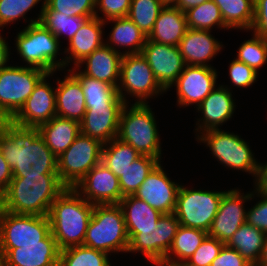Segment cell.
<instances>
[{
  "mask_svg": "<svg viewBox=\"0 0 267 266\" xmlns=\"http://www.w3.org/2000/svg\"><path fill=\"white\" fill-rule=\"evenodd\" d=\"M0 152L12 169L13 178L58 176V158L37 128L22 127L8 120L0 134Z\"/></svg>",
  "mask_w": 267,
  "mask_h": 266,
  "instance_id": "obj_1",
  "label": "cell"
},
{
  "mask_svg": "<svg viewBox=\"0 0 267 266\" xmlns=\"http://www.w3.org/2000/svg\"><path fill=\"white\" fill-rule=\"evenodd\" d=\"M66 188L58 176L12 178L0 195V208L14 214L48 216L52 203Z\"/></svg>",
  "mask_w": 267,
  "mask_h": 266,
  "instance_id": "obj_2",
  "label": "cell"
},
{
  "mask_svg": "<svg viewBox=\"0 0 267 266\" xmlns=\"http://www.w3.org/2000/svg\"><path fill=\"white\" fill-rule=\"evenodd\" d=\"M94 205L67 187L49 210L50 230L60 250L83 245Z\"/></svg>",
  "mask_w": 267,
  "mask_h": 266,
  "instance_id": "obj_3",
  "label": "cell"
},
{
  "mask_svg": "<svg viewBox=\"0 0 267 266\" xmlns=\"http://www.w3.org/2000/svg\"><path fill=\"white\" fill-rule=\"evenodd\" d=\"M117 138L131 145L140 155L157 158L162 162L159 130L148 103H133L130 107L126 103L123 106Z\"/></svg>",
  "mask_w": 267,
  "mask_h": 266,
  "instance_id": "obj_4",
  "label": "cell"
},
{
  "mask_svg": "<svg viewBox=\"0 0 267 266\" xmlns=\"http://www.w3.org/2000/svg\"><path fill=\"white\" fill-rule=\"evenodd\" d=\"M28 25L18 32L15 40L17 54L26 66L43 69L47 73H54L65 69V59L57 56L61 45L38 19H30Z\"/></svg>",
  "mask_w": 267,
  "mask_h": 266,
  "instance_id": "obj_5",
  "label": "cell"
},
{
  "mask_svg": "<svg viewBox=\"0 0 267 266\" xmlns=\"http://www.w3.org/2000/svg\"><path fill=\"white\" fill-rule=\"evenodd\" d=\"M84 246L110 253H127L129 237L119 204L94 205Z\"/></svg>",
  "mask_w": 267,
  "mask_h": 266,
  "instance_id": "obj_6",
  "label": "cell"
},
{
  "mask_svg": "<svg viewBox=\"0 0 267 266\" xmlns=\"http://www.w3.org/2000/svg\"><path fill=\"white\" fill-rule=\"evenodd\" d=\"M199 143H206L211 154L227 168L242 170L256 177L259 162L250 146L241 136L225 130H207L196 136Z\"/></svg>",
  "mask_w": 267,
  "mask_h": 266,
  "instance_id": "obj_7",
  "label": "cell"
},
{
  "mask_svg": "<svg viewBox=\"0 0 267 266\" xmlns=\"http://www.w3.org/2000/svg\"><path fill=\"white\" fill-rule=\"evenodd\" d=\"M46 74L43 69L26 65L0 68V115L11 120Z\"/></svg>",
  "mask_w": 267,
  "mask_h": 266,
  "instance_id": "obj_8",
  "label": "cell"
},
{
  "mask_svg": "<svg viewBox=\"0 0 267 266\" xmlns=\"http://www.w3.org/2000/svg\"><path fill=\"white\" fill-rule=\"evenodd\" d=\"M225 192L188 189L180 185L174 212L179 224L208 232Z\"/></svg>",
  "mask_w": 267,
  "mask_h": 266,
  "instance_id": "obj_9",
  "label": "cell"
},
{
  "mask_svg": "<svg viewBox=\"0 0 267 266\" xmlns=\"http://www.w3.org/2000/svg\"><path fill=\"white\" fill-rule=\"evenodd\" d=\"M117 92L125 103L129 104L126 96L130 95L136 98L135 103L147 104V99L166 91L156 81L146 58L139 53L123 55Z\"/></svg>",
  "mask_w": 267,
  "mask_h": 266,
  "instance_id": "obj_10",
  "label": "cell"
},
{
  "mask_svg": "<svg viewBox=\"0 0 267 266\" xmlns=\"http://www.w3.org/2000/svg\"><path fill=\"white\" fill-rule=\"evenodd\" d=\"M103 145L100 141L80 133L57 161L60 181L74 188L80 180L101 162Z\"/></svg>",
  "mask_w": 267,
  "mask_h": 266,
  "instance_id": "obj_11",
  "label": "cell"
},
{
  "mask_svg": "<svg viewBox=\"0 0 267 266\" xmlns=\"http://www.w3.org/2000/svg\"><path fill=\"white\" fill-rule=\"evenodd\" d=\"M50 232L48 216L14 214L0 208V248L39 243Z\"/></svg>",
  "mask_w": 267,
  "mask_h": 266,
  "instance_id": "obj_12",
  "label": "cell"
},
{
  "mask_svg": "<svg viewBox=\"0 0 267 266\" xmlns=\"http://www.w3.org/2000/svg\"><path fill=\"white\" fill-rule=\"evenodd\" d=\"M179 225V220L174 213L163 214L154 230L127 231L129 237L127 252L142 253L148 261L165 257L171 248Z\"/></svg>",
  "mask_w": 267,
  "mask_h": 266,
  "instance_id": "obj_13",
  "label": "cell"
},
{
  "mask_svg": "<svg viewBox=\"0 0 267 266\" xmlns=\"http://www.w3.org/2000/svg\"><path fill=\"white\" fill-rule=\"evenodd\" d=\"M238 188L226 191L220 201L218 212L213 219L208 236L216 238L225 244L241 225L246 223L244 203L255 198V190L241 193Z\"/></svg>",
  "mask_w": 267,
  "mask_h": 266,
  "instance_id": "obj_14",
  "label": "cell"
},
{
  "mask_svg": "<svg viewBox=\"0 0 267 266\" xmlns=\"http://www.w3.org/2000/svg\"><path fill=\"white\" fill-rule=\"evenodd\" d=\"M218 72L214 67L186 65L177 80L171 85L176 87L177 106L198 105L217 87Z\"/></svg>",
  "mask_w": 267,
  "mask_h": 266,
  "instance_id": "obj_15",
  "label": "cell"
},
{
  "mask_svg": "<svg viewBox=\"0 0 267 266\" xmlns=\"http://www.w3.org/2000/svg\"><path fill=\"white\" fill-rule=\"evenodd\" d=\"M53 74H46L38 82L25 104L11 119L14 124L38 128L56 116V89L47 82Z\"/></svg>",
  "mask_w": 267,
  "mask_h": 266,
  "instance_id": "obj_16",
  "label": "cell"
},
{
  "mask_svg": "<svg viewBox=\"0 0 267 266\" xmlns=\"http://www.w3.org/2000/svg\"><path fill=\"white\" fill-rule=\"evenodd\" d=\"M141 54L148 61L156 81L166 92L186 66L178 46L146 39Z\"/></svg>",
  "mask_w": 267,
  "mask_h": 266,
  "instance_id": "obj_17",
  "label": "cell"
},
{
  "mask_svg": "<svg viewBox=\"0 0 267 266\" xmlns=\"http://www.w3.org/2000/svg\"><path fill=\"white\" fill-rule=\"evenodd\" d=\"M74 189L93 205L119 204L124 197L119 178L101 162L93 167Z\"/></svg>",
  "mask_w": 267,
  "mask_h": 266,
  "instance_id": "obj_18",
  "label": "cell"
},
{
  "mask_svg": "<svg viewBox=\"0 0 267 266\" xmlns=\"http://www.w3.org/2000/svg\"><path fill=\"white\" fill-rule=\"evenodd\" d=\"M159 162L148 174L134 196L145 201L162 214L175 212L177 193L181 184L172 181Z\"/></svg>",
  "mask_w": 267,
  "mask_h": 266,
  "instance_id": "obj_19",
  "label": "cell"
},
{
  "mask_svg": "<svg viewBox=\"0 0 267 266\" xmlns=\"http://www.w3.org/2000/svg\"><path fill=\"white\" fill-rule=\"evenodd\" d=\"M4 266H59L60 249L51 232L39 243L0 248Z\"/></svg>",
  "mask_w": 267,
  "mask_h": 266,
  "instance_id": "obj_20",
  "label": "cell"
},
{
  "mask_svg": "<svg viewBox=\"0 0 267 266\" xmlns=\"http://www.w3.org/2000/svg\"><path fill=\"white\" fill-rule=\"evenodd\" d=\"M230 89L226 85H219L198 105L196 110L203 117L196 122L197 136L207 130L220 129L232 118L236 105Z\"/></svg>",
  "mask_w": 267,
  "mask_h": 266,
  "instance_id": "obj_21",
  "label": "cell"
},
{
  "mask_svg": "<svg viewBox=\"0 0 267 266\" xmlns=\"http://www.w3.org/2000/svg\"><path fill=\"white\" fill-rule=\"evenodd\" d=\"M124 105H92L80 122V133L106 144L117 138L120 114Z\"/></svg>",
  "mask_w": 267,
  "mask_h": 266,
  "instance_id": "obj_22",
  "label": "cell"
},
{
  "mask_svg": "<svg viewBox=\"0 0 267 266\" xmlns=\"http://www.w3.org/2000/svg\"><path fill=\"white\" fill-rule=\"evenodd\" d=\"M178 47L186 65L212 67L209 61L223 49V44L211 31L188 28Z\"/></svg>",
  "mask_w": 267,
  "mask_h": 266,
  "instance_id": "obj_23",
  "label": "cell"
},
{
  "mask_svg": "<svg viewBox=\"0 0 267 266\" xmlns=\"http://www.w3.org/2000/svg\"><path fill=\"white\" fill-rule=\"evenodd\" d=\"M122 57V53L114 51L108 45L103 44L79 62L76 68L90 78L105 82L117 88ZM83 64H86V67L84 70H80Z\"/></svg>",
  "mask_w": 267,
  "mask_h": 266,
  "instance_id": "obj_24",
  "label": "cell"
},
{
  "mask_svg": "<svg viewBox=\"0 0 267 266\" xmlns=\"http://www.w3.org/2000/svg\"><path fill=\"white\" fill-rule=\"evenodd\" d=\"M105 25L106 23L97 17L89 18L83 23L68 42V47L64 49L65 68L69 67L71 62H74V67H76L84 58L105 44L103 40V27Z\"/></svg>",
  "mask_w": 267,
  "mask_h": 266,
  "instance_id": "obj_25",
  "label": "cell"
},
{
  "mask_svg": "<svg viewBox=\"0 0 267 266\" xmlns=\"http://www.w3.org/2000/svg\"><path fill=\"white\" fill-rule=\"evenodd\" d=\"M64 79H57L56 116L81 122L86 112L85 95L79 79L68 69Z\"/></svg>",
  "mask_w": 267,
  "mask_h": 266,
  "instance_id": "obj_26",
  "label": "cell"
},
{
  "mask_svg": "<svg viewBox=\"0 0 267 266\" xmlns=\"http://www.w3.org/2000/svg\"><path fill=\"white\" fill-rule=\"evenodd\" d=\"M187 30L185 12L177 7L165 6L147 39L160 44L178 46Z\"/></svg>",
  "mask_w": 267,
  "mask_h": 266,
  "instance_id": "obj_27",
  "label": "cell"
},
{
  "mask_svg": "<svg viewBox=\"0 0 267 266\" xmlns=\"http://www.w3.org/2000/svg\"><path fill=\"white\" fill-rule=\"evenodd\" d=\"M37 129L45 144L58 158L80 134V123L75 120L54 116Z\"/></svg>",
  "mask_w": 267,
  "mask_h": 266,
  "instance_id": "obj_28",
  "label": "cell"
},
{
  "mask_svg": "<svg viewBox=\"0 0 267 266\" xmlns=\"http://www.w3.org/2000/svg\"><path fill=\"white\" fill-rule=\"evenodd\" d=\"M107 22H112L114 27L109 34V39L105 42L106 45L123 55L139 54L142 52L147 36L132 20L128 17H121L105 21L104 23ZM115 46L121 48V50L125 48V51L121 52Z\"/></svg>",
  "mask_w": 267,
  "mask_h": 266,
  "instance_id": "obj_29",
  "label": "cell"
},
{
  "mask_svg": "<svg viewBox=\"0 0 267 266\" xmlns=\"http://www.w3.org/2000/svg\"><path fill=\"white\" fill-rule=\"evenodd\" d=\"M119 206L123 212L127 231L154 230L157 221L163 215L134 195L124 196Z\"/></svg>",
  "mask_w": 267,
  "mask_h": 266,
  "instance_id": "obj_30",
  "label": "cell"
},
{
  "mask_svg": "<svg viewBox=\"0 0 267 266\" xmlns=\"http://www.w3.org/2000/svg\"><path fill=\"white\" fill-rule=\"evenodd\" d=\"M266 233L244 223L226 245L238 253L252 265L257 264L262 254Z\"/></svg>",
  "mask_w": 267,
  "mask_h": 266,
  "instance_id": "obj_31",
  "label": "cell"
},
{
  "mask_svg": "<svg viewBox=\"0 0 267 266\" xmlns=\"http://www.w3.org/2000/svg\"><path fill=\"white\" fill-rule=\"evenodd\" d=\"M81 82L82 90L85 95L86 108L92 105H125L126 103L119 96L117 88L109 84L90 78L82 74L78 68L73 66L69 69Z\"/></svg>",
  "mask_w": 267,
  "mask_h": 266,
  "instance_id": "obj_32",
  "label": "cell"
},
{
  "mask_svg": "<svg viewBox=\"0 0 267 266\" xmlns=\"http://www.w3.org/2000/svg\"><path fill=\"white\" fill-rule=\"evenodd\" d=\"M229 29L249 30L254 21V0H213Z\"/></svg>",
  "mask_w": 267,
  "mask_h": 266,
  "instance_id": "obj_33",
  "label": "cell"
},
{
  "mask_svg": "<svg viewBox=\"0 0 267 266\" xmlns=\"http://www.w3.org/2000/svg\"><path fill=\"white\" fill-rule=\"evenodd\" d=\"M140 156L131 145L114 138L103 145L101 163L119 178Z\"/></svg>",
  "mask_w": 267,
  "mask_h": 266,
  "instance_id": "obj_34",
  "label": "cell"
},
{
  "mask_svg": "<svg viewBox=\"0 0 267 266\" xmlns=\"http://www.w3.org/2000/svg\"><path fill=\"white\" fill-rule=\"evenodd\" d=\"M37 19L58 38L59 42L62 35H66L70 42L83 23L89 18L64 15L53 11L45 2H42Z\"/></svg>",
  "mask_w": 267,
  "mask_h": 266,
  "instance_id": "obj_35",
  "label": "cell"
},
{
  "mask_svg": "<svg viewBox=\"0 0 267 266\" xmlns=\"http://www.w3.org/2000/svg\"><path fill=\"white\" fill-rule=\"evenodd\" d=\"M208 232L179 225L166 258L186 262L196 251Z\"/></svg>",
  "mask_w": 267,
  "mask_h": 266,
  "instance_id": "obj_36",
  "label": "cell"
},
{
  "mask_svg": "<svg viewBox=\"0 0 267 266\" xmlns=\"http://www.w3.org/2000/svg\"><path fill=\"white\" fill-rule=\"evenodd\" d=\"M185 17L190 29L211 31L214 26L224 30L229 29L224 23L219 6L213 0L205 1L185 11Z\"/></svg>",
  "mask_w": 267,
  "mask_h": 266,
  "instance_id": "obj_37",
  "label": "cell"
},
{
  "mask_svg": "<svg viewBox=\"0 0 267 266\" xmlns=\"http://www.w3.org/2000/svg\"><path fill=\"white\" fill-rule=\"evenodd\" d=\"M159 162L157 158L145 155L137 158L119 177L122 195H134Z\"/></svg>",
  "mask_w": 267,
  "mask_h": 266,
  "instance_id": "obj_38",
  "label": "cell"
},
{
  "mask_svg": "<svg viewBox=\"0 0 267 266\" xmlns=\"http://www.w3.org/2000/svg\"><path fill=\"white\" fill-rule=\"evenodd\" d=\"M109 254L84 245L60 251L59 266H111Z\"/></svg>",
  "mask_w": 267,
  "mask_h": 266,
  "instance_id": "obj_39",
  "label": "cell"
},
{
  "mask_svg": "<svg viewBox=\"0 0 267 266\" xmlns=\"http://www.w3.org/2000/svg\"><path fill=\"white\" fill-rule=\"evenodd\" d=\"M164 7L160 0H131L127 17L148 37Z\"/></svg>",
  "mask_w": 267,
  "mask_h": 266,
  "instance_id": "obj_40",
  "label": "cell"
},
{
  "mask_svg": "<svg viewBox=\"0 0 267 266\" xmlns=\"http://www.w3.org/2000/svg\"><path fill=\"white\" fill-rule=\"evenodd\" d=\"M237 61L243 62L250 66L257 73L267 63V40L253 34L240 45L236 57Z\"/></svg>",
  "mask_w": 267,
  "mask_h": 266,
  "instance_id": "obj_41",
  "label": "cell"
},
{
  "mask_svg": "<svg viewBox=\"0 0 267 266\" xmlns=\"http://www.w3.org/2000/svg\"><path fill=\"white\" fill-rule=\"evenodd\" d=\"M53 10L67 16L95 17L96 0H45Z\"/></svg>",
  "mask_w": 267,
  "mask_h": 266,
  "instance_id": "obj_42",
  "label": "cell"
},
{
  "mask_svg": "<svg viewBox=\"0 0 267 266\" xmlns=\"http://www.w3.org/2000/svg\"><path fill=\"white\" fill-rule=\"evenodd\" d=\"M42 0H0V29L23 18ZM45 2V0H43Z\"/></svg>",
  "mask_w": 267,
  "mask_h": 266,
  "instance_id": "obj_43",
  "label": "cell"
},
{
  "mask_svg": "<svg viewBox=\"0 0 267 266\" xmlns=\"http://www.w3.org/2000/svg\"><path fill=\"white\" fill-rule=\"evenodd\" d=\"M224 242L207 236L186 261L187 266H211L212 261L219 255Z\"/></svg>",
  "mask_w": 267,
  "mask_h": 266,
  "instance_id": "obj_44",
  "label": "cell"
},
{
  "mask_svg": "<svg viewBox=\"0 0 267 266\" xmlns=\"http://www.w3.org/2000/svg\"><path fill=\"white\" fill-rule=\"evenodd\" d=\"M131 5V0H96L95 17L101 19L103 22L127 17ZM99 8V9H98ZM98 11L102 13L99 16Z\"/></svg>",
  "mask_w": 267,
  "mask_h": 266,
  "instance_id": "obj_45",
  "label": "cell"
},
{
  "mask_svg": "<svg viewBox=\"0 0 267 266\" xmlns=\"http://www.w3.org/2000/svg\"><path fill=\"white\" fill-rule=\"evenodd\" d=\"M229 76L234 87L248 88L257 81L258 73L245 63L234 59L229 64Z\"/></svg>",
  "mask_w": 267,
  "mask_h": 266,
  "instance_id": "obj_46",
  "label": "cell"
},
{
  "mask_svg": "<svg viewBox=\"0 0 267 266\" xmlns=\"http://www.w3.org/2000/svg\"><path fill=\"white\" fill-rule=\"evenodd\" d=\"M255 196L261 199L246 211V223L267 233V196L256 191Z\"/></svg>",
  "mask_w": 267,
  "mask_h": 266,
  "instance_id": "obj_47",
  "label": "cell"
},
{
  "mask_svg": "<svg viewBox=\"0 0 267 266\" xmlns=\"http://www.w3.org/2000/svg\"><path fill=\"white\" fill-rule=\"evenodd\" d=\"M250 31L267 40V0H254V21Z\"/></svg>",
  "mask_w": 267,
  "mask_h": 266,
  "instance_id": "obj_48",
  "label": "cell"
},
{
  "mask_svg": "<svg viewBox=\"0 0 267 266\" xmlns=\"http://www.w3.org/2000/svg\"><path fill=\"white\" fill-rule=\"evenodd\" d=\"M211 266H252V264L244 259L237 250L225 244L219 255L212 261Z\"/></svg>",
  "mask_w": 267,
  "mask_h": 266,
  "instance_id": "obj_49",
  "label": "cell"
},
{
  "mask_svg": "<svg viewBox=\"0 0 267 266\" xmlns=\"http://www.w3.org/2000/svg\"><path fill=\"white\" fill-rule=\"evenodd\" d=\"M259 163L256 177L254 179V190L261 194L267 196V162Z\"/></svg>",
  "mask_w": 267,
  "mask_h": 266,
  "instance_id": "obj_50",
  "label": "cell"
},
{
  "mask_svg": "<svg viewBox=\"0 0 267 266\" xmlns=\"http://www.w3.org/2000/svg\"><path fill=\"white\" fill-rule=\"evenodd\" d=\"M12 178V169L0 152V195L7 189Z\"/></svg>",
  "mask_w": 267,
  "mask_h": 266,
  "instance_id": "obj_51",
  "label": "cell"
},
{
  "mask_svg": "<svg viewBox=\"0 0 267 266\" xmlns=\"http://www.w3.org/2000/svg\"><path fill=\"white\" fill-rule=\"evenodd\" d=\"M0 34V68L6 67L10 59V48L6 39Z\"/></svg>",
  "mask_w": 267,
  "mask_h": 266,
  "instance_id": "obj_52",
  "label": "cell"
},
{
  "mask_svg": "<svg viewBox=\"0 0 267 266\" xmlns=\"http://www.w3.org/2000/svg\"><path fill=\"white\" fill-rule=\"evenodd\" d=\"M152 264L156 266H187L186 262L172 260L166 257L160 259L149 260Z\"/></svg>",
  "mask_w": 267,
  "mask_h": 266,
  "instance_id": "obj_53",
  "label": "cell"
},
{
  "mask_svg": "<svg viewBox=\"0 0 267 266\" xmlns=\"http://www.w3.org/2000/svg\"><path fill=\"white\" fill-rule=\"evenodd\" d=\"M205 1H208V0H179L175 7L185 12L189 10L190 8L201 5Z\"/></svg>",
  "mask_w": 267,
  "mask_h": 266,
  "instance_id": "obj_54",
  "label": "cell"
},
{
  "mask_svg": "<svg viewBox=\"0 0 267 266\" xmlns=\"http://www.w3.org/2000/svg\"><path fill=\"white\" fill-rule=\"evenodd\" d=\"M258 264L267 265V233H266V236H265L263 250H262V254H261V257L259 259Z\"/></svg>",
  "mask_w": 267,
  "mask_h": 266,
  "instance_id": "obj_55",
  "label": "cell"
},
{
  "mask_svg": "<svg viewBox=\"0 0 267 266\" xmlns=\"http://www.w3.org/2000/svg\"><path fill=\"white\" fill-rule=\"evenodd\" d=\"M164 6L175 7L179 0H160Z\"/></svg>",
  "mask_w": 267,
  "mask_h": 266,
  "instance_id": "obj_56",
  "label": "cell"
},
{
  "mask_svg": "<svg viewBox=\"0 0 267 266\" xmlns=\"http://www.w3.org/2000/svg\"><path fill=\"white\" fill-rule=\"evenodd\" d=\"M7 121H8L7 118L0 115V134L3 131V128H4L5 124L7 123Z\"/></svg>",
  "mask_w": 267,
  "mask_h": 266,
  "instance_id": "obj_57",
  "label": "cell"
},
{
  "mask_svg": "<svg viewBox=\"0 0 267 266\" xmlns=\"http://www.w3.org/2000/svg\"><path fill=\"white\" fill-rule=\"evenodd\" d=\"M0 266H4V256L1 251H0Z\"/></svg>",
  "mask_w": 267,
  "mask_h": 266,
  "instance_id": "obj_58",
  "label": "cell"
},
{
  "mask_svg": "<svg viewBox=\"0 0 267 266\" xmlns=\"http://www.w3.org/2000/svg\"><path fill=\"white\" fill-rule=\"evenodd\" d=\"M252 266H267V265H263V264H254V265H252Z\"/></svg>",
  "mask_w": 267,
  "mask_h": 266,
  "instance_id": "obj_59",
  "label": "cell"
}]
</instances>
